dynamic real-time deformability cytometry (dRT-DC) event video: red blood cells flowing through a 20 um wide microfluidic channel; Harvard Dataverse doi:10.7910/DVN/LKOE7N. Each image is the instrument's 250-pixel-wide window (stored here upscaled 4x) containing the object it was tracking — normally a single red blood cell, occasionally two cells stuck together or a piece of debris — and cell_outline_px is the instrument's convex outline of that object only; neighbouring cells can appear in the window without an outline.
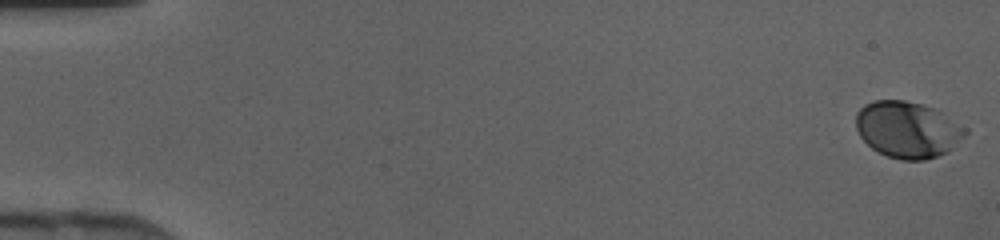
{"species": "human", "species_latin": "Homo sapiens", "temperature_condition": "cold", "stored_images_in_passage": 46, "camera_frame_rate_fps": 3000, "um_per_image_px": 0.085, "donor": {"sex": "female"}, "frame": {"image": 1, "passage_image": 1, "time_ms": 0.0, "image_size_px": [1000, 240], "cell_outline_px": [[968, 132], [948, 152], [924, 160], [900, 160], [888, 156], [872, 148], [860, 136], [856, 128], [856, 112], [864, 104], [872, 100], [904, 100], [936, 108], [968, 128]], "centroid_in_image_um": [77.16, 11.0], "position_along_channel_um": 7.8, "area_um2": 36.13}}
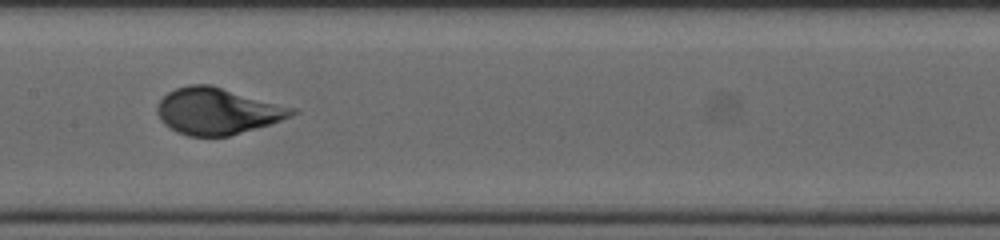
{"frame": {"image": 2, "passage_image": 24, "time_ms": 7.667, "image_size_px": [1000, 240], "cell_outline_px": [[300, 112], [292, 116], [268, 124], [228, 136], [188, 136], [176, 132], [164, 124], [160, 120], [156, 112], [156, 108], [160, 100], [168, 92], [176, 88], [188, 84], [212, 84], [296, 108]], "centroid_in_image_um": [18.47, 9.43], "position_along_channel_um": 188.9, "area_um2": 36.65}}
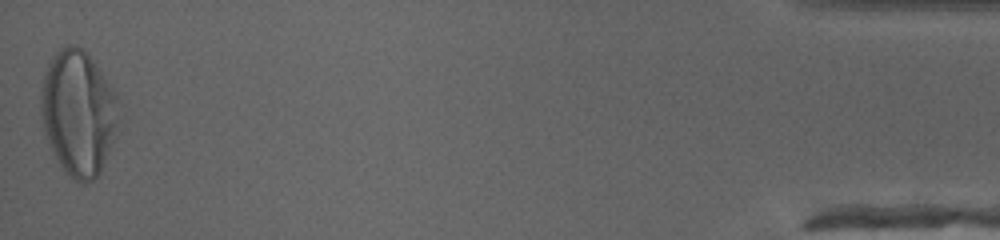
{"frame": {"image": 3, "passage_image": 46, "time_ms": 15.0, "image_size_px": [1000, 240], "cell_outline_px": [[120, 100], [116, 124], [112, 140], [100, 172], [92, 180], [84, 184], [76, 180], [60, 164], [44, 132], [40, 112], [40, 92], [48, 60], [60, 48], [68, 44], [76, 44], [88, 52], [116, 92]], "centroid_in_image_um": [6.64, 9.5], "position_along_channel_um": 428.6, "area_um2": 56.53}}